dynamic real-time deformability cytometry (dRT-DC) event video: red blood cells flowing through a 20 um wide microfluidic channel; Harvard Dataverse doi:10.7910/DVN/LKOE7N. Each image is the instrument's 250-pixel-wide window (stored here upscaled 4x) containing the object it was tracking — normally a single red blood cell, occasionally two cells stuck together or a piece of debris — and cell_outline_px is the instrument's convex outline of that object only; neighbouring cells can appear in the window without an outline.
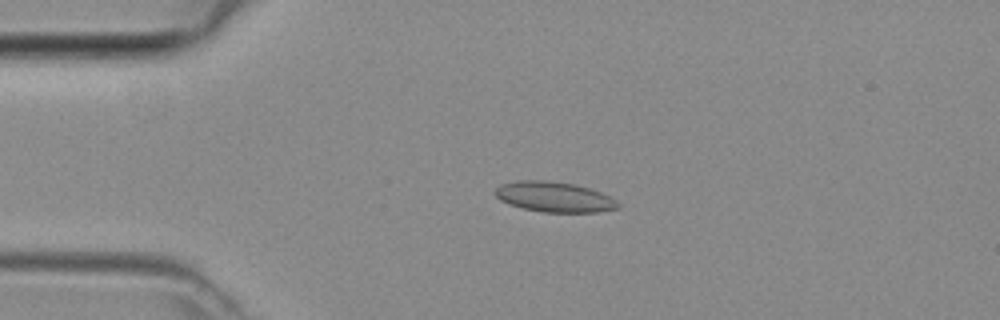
{"species": "common noctule bat (a hibernating species)", "species_latin": "Nyctalus noctula", "temperature_condition": "room temperature", "stored_images_in_passage": 41, "camera_frame_rate_fps": 3000, "um_per_image_px": 0.085, "animal": {"sex": "female", "body_mass_g": 29.2, "forearm_length_mm": 56.3}, "frame": {"image": 1, "passage_image": 5, "time_ms": 1.333, "image_size_px": [1000, 320], "cell_outline_px": [[620, 208], [596, 212], [544, 212], [524, 208], [508, 204], [500, 200], [492, 192], [500, 184], [516, 180], [548, 180], [576, 184], [600, 192], [616, 200], [620, 204]], "centroid_in_image_um": [47.08, 16.73], "position_along_channel_um": 37.9, "area_um2": 21.79}}
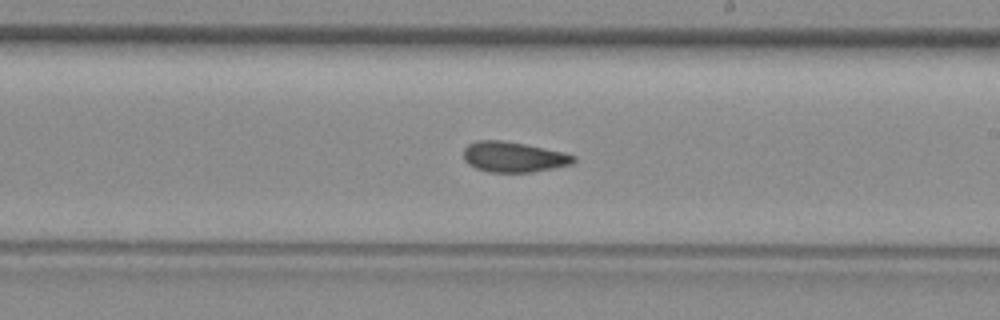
{"frame": {"image": 2, "passage_image": 21, "time_ms": 6.667, "image_size_px": [1000, 320], "cell_outline_px": [[576, 160], [572, 164], [532, 172], [488, 172], [476, 168], [468, 164], [464, 160], [464, 148], [468, 144], [476, 140], [500, 140], [524, 144], [564, 152], [576, 156]], "centroid_in_image_um": [43.64, 13.34], "position_along_channel_um": 245.4, "area_um2": 19.48}}
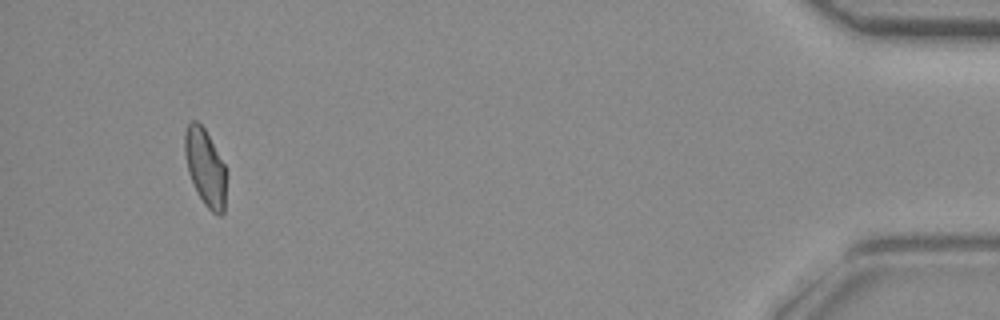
{"frame": {"image": 3, "passage_image": 38, "time_ms": 12.333, "image_size_px": [1000, 320], "cell_outline_px": [[228, 172], [224, 212], [220, 216], [212, 212], [204, 204], [188, 172], [184, 152], [184, 132], [188, 124], [192, 120], [196, 120], [204, 128], [224, 164]], "centroid_in_image_um": [17.47, 14.24], "position_along_channel_um": 417.7, "area_um2": 18.73}}